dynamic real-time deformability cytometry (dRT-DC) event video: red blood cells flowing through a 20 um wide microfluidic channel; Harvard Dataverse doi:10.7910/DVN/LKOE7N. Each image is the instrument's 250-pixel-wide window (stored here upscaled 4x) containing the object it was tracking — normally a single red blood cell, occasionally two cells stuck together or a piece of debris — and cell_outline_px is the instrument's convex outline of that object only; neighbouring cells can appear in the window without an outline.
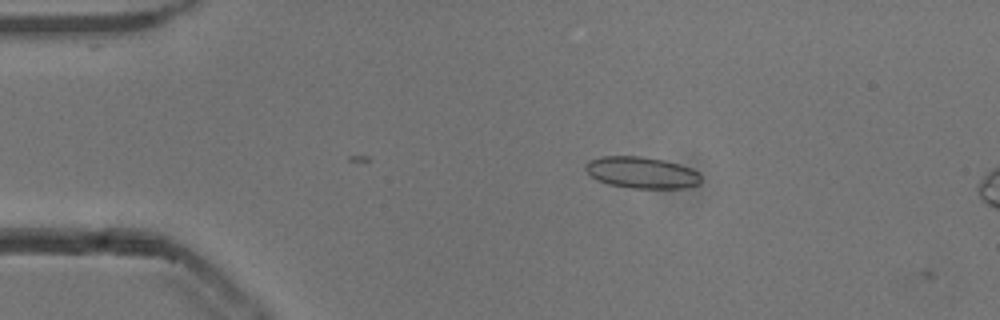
{"species": "common noctule bat (a hibernating species)", "species_latin": "Nyctalus noctula", "temperature_condition": "cold", "stored_images_in_passage": 6, "camera_frame_rate_fps": 3000, "um_per_image_px": 0.085, "animal": {"sex": "male", "body_mass_g": 13.3}, "frame": {"image": 1, "passage_image": 4, "time_ms": 1.0, "image_size_px": [1000, 320], "cell_outline_px": [[700, 184], [684, 188], [632, 188], [608, 184], [596, 180], [584, 168], [584, 164], [588, 160], [600, 156], [640, 156], [664, 160], [680, 164], [692, 168], [700, 176]], "centroid_in_image_um": [54.51, 14.66], "position_along_channel_um": 30.5, "area_um2": 21.33}}